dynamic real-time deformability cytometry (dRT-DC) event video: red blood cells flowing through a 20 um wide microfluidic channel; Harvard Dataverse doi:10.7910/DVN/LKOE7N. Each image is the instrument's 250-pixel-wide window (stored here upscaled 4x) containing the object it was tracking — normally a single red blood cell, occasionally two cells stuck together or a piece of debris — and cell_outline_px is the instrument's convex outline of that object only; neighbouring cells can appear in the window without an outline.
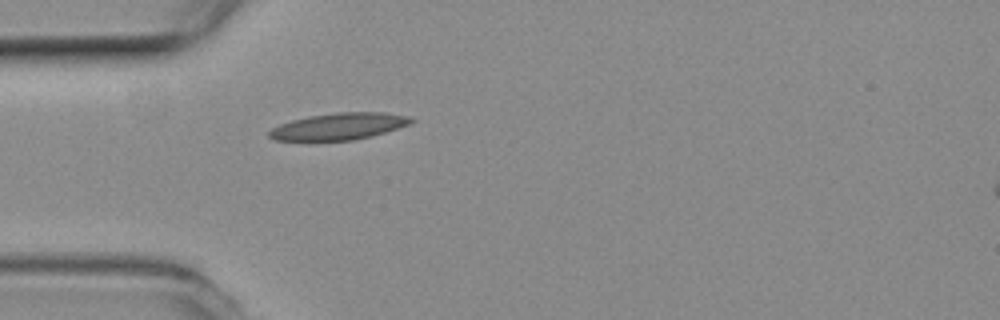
{"species": "common noctule bat (a hibernating species)", "species_latin": "Nyctalus noctula", "temperature_condition": "room temperature", "stored_images_in_passage": 2, "camera_frame_rate_fps": 3000, "um_per_image_px": 0.085, "animal": {"sex": "female", "body_mass_g": 19.3, "forearm_length_mm": 54.1}, "frame": {"image": 1, "passage_image": 2, "time_ms": 0.333, "image_size_px": [1000, 320], "cell_outline_px": [[416, 120], [412, 124], [384, 132], [352, 140], [276, 140], [268, 136], [268, 132], [272, 128], [280, 124], [292, 120], [308, 116], [336, 112], [384, 112], [408, 116]], "centroid_in_image_um": [28.83, 10.72], "position_along_channel_um": 56.2, "area_um2": 21.96}}